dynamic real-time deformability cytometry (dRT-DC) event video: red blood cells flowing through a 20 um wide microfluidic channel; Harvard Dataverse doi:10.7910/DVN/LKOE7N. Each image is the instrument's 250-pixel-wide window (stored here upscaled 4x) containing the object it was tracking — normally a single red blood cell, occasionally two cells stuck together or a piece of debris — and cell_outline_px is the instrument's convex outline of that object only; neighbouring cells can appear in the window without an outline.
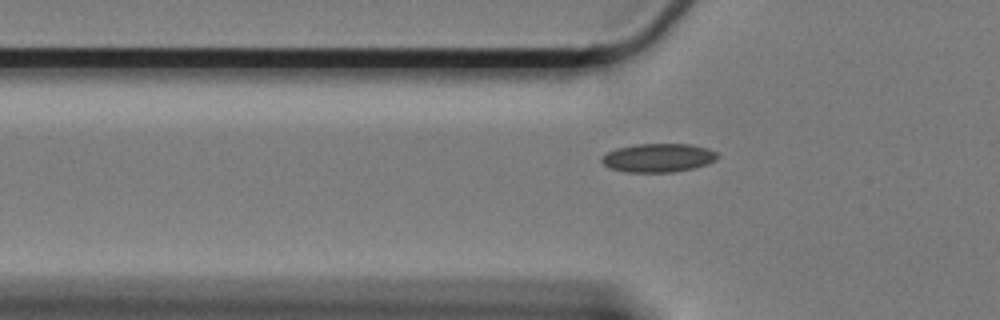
{"species": "Egyptian fruit bat (a non-hibernating species)", "species_latin": "Rousettus aegyptiacus", "temperature_condition": "cold", "stored_images_in_passage": 47, "camera_frame_rate_fps": 3000, "um_per_image_px": 0.085, "animal": {"sex": "female"}, "frame": {"image": 1, "passage_image": 11, "time_ms": 3.333, "image_size_px": [1000, 320], "cell_outline_px": [[720, 156], [716, 160], [708, 164], [692, 168], [672, 172], [628, 172], [612, 168], [604, 164], [600, 160], [608, 152], [616, 148], [636, 144], [692, 144], [708, 148], [716, 152]], "centroid_in_image_um": [56.0, 13.4], "position_along_channel_um": 69.8, "area_um2": 19.25}}
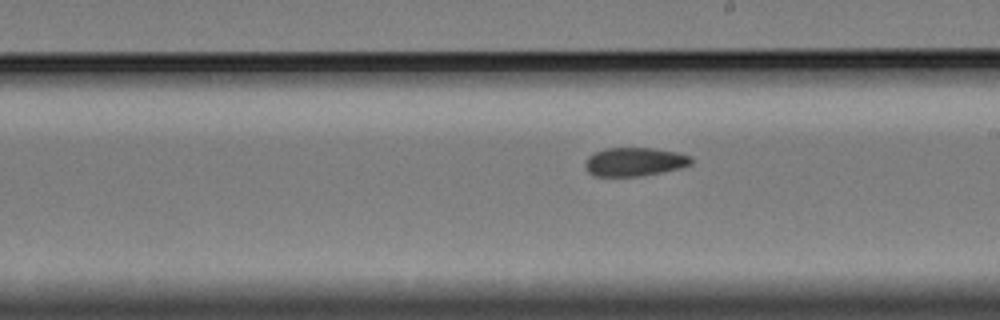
{"frame": {"image": 2, "passage_image": 26, "time_ms": 8.333, "image_size_px": [1000, 320], "cell_outline_px": [[692, 164], [680, 168], [660, 172], [636, 176], [596, 176], [588, 172], [584, 164], [588, 156], [604, 148], [652, 148], [680, 152], [692, 156]], "centroid_in_image_um": [53.95, 13.74], "position_along_channel_um": 235.0, "area_um2": 17.69}}
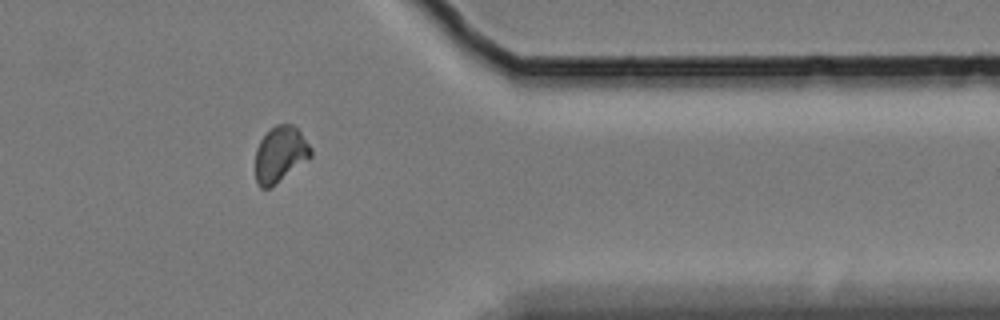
{"frame": {"image": 3, "passage_image": 41, "time_ms": 13.333, "image_size_px": [1000, 320], "cell_outline_px": [[312, 156], [308, 160], [268, 188], [260, 188], [256, 184], [256, 148], [260, 140], [276, 124], [292, 124], [300, 132], [312, 148]], "centroid_in_image_um": [23.82, 13.11], "position_along_channel_um": 387.6, "area_um2": 17.8}}